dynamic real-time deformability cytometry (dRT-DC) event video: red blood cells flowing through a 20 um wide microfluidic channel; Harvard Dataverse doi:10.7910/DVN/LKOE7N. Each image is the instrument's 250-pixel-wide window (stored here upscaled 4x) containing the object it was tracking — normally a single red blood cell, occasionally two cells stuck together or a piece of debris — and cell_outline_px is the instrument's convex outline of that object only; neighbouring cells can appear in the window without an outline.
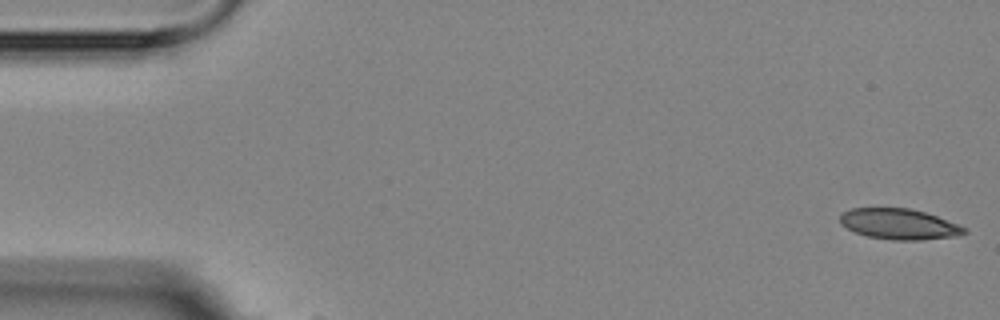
{"species": "Egyptian fruit bat (a non-hibernating species)", "species_latin": "Rousettus aegyptiacus", "temperature_condition": "room temperature", "stored_images_in_passage": 2, "camera_frame_rate_fps": 3000, "um_per_image_px": 0.085, "animal": {"sex": "female"}, "frame": {"image": 1, "passage_image": 1, "time_ms": 0.0, "image_size_px": [1000, 320], "cell_outline_px": [[968, 232], [956, 236], [920, 240], [892, 240], [868, 236], [856, 232], [840, 224], [840, 212], [852, 208], [912, 208], [936, 216], [968, 228]], "centroid_in_image_um": [76.42, 19.04], "position_along_channel_um": 8.6, "area_um2": 22.2}}